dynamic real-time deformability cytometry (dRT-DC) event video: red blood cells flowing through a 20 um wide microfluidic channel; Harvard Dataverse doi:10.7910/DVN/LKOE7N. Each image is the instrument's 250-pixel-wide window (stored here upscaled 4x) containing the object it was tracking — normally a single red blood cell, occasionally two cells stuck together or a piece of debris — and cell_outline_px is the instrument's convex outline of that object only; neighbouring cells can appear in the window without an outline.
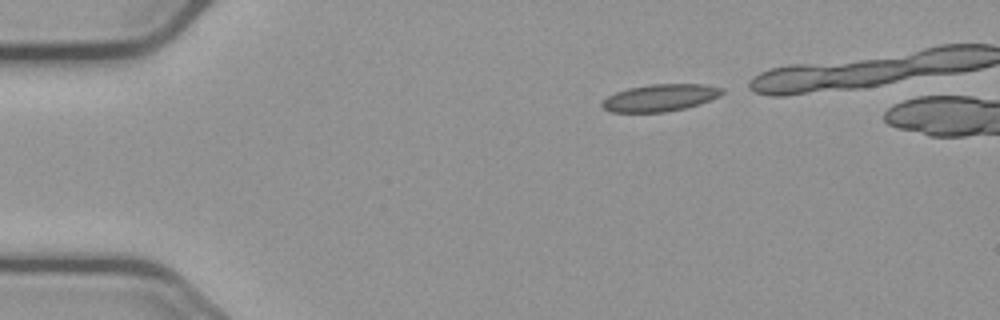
{"species": "common noctule bat (a hibernating species)", "species_latin": "Nyctalus noctula", "temperature_condition": "cold", "stored_images_in_passage": 36, "camera_frame_rate_fps": 3000, "um_per_image_px": 0.085, "animal": {"sex": "male", "body_mass_g": 23.1, "forearm_length_mm": 52.7}, "frame": {"image": 1, "passage_image": 1, "time_ms": 0.0, "image_size_px": [1000, 320], "cell_outline_px": [[724, 92], [720, 96], [684, 108], [664, 112], [608, 112], [600, 104], [608, 96], [616, 92], [628, 88], [648, 84], [704, 84], [724, 88]], "centroid_in_image_um": [56.09, 8.3], "position_along_channel_um": 28.9, "area_um2": 18.84}}
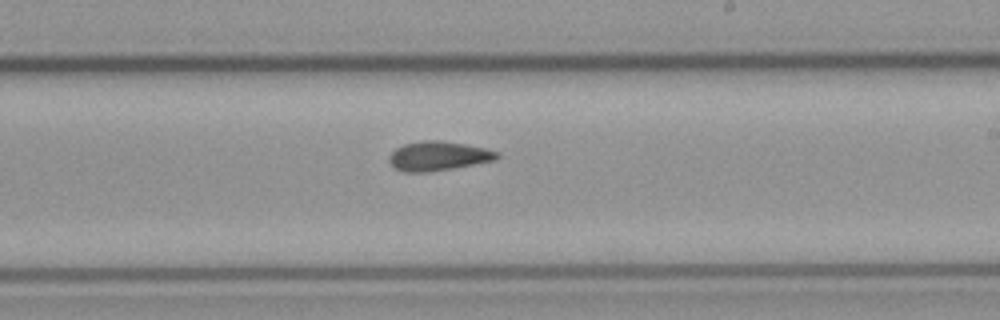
{"frame": {"image": 2, "passage_image": 24, "time_ms": 7.667, "image_size_px": [1000, 320], "cell_outline_px": [[500, 156], [496, 160], [452, 168], [428, 172], [404, 172], [396, 168], [388, 160], [388, 156], [396, 148], [404, 144], [424, 140], [440, 140], [464, 144], [484, 148], [500, 152]], "centroid_in_image_um": [37.26, 13.25], "position_along_channel_um": 251.7, "area_um2": 18.32}}
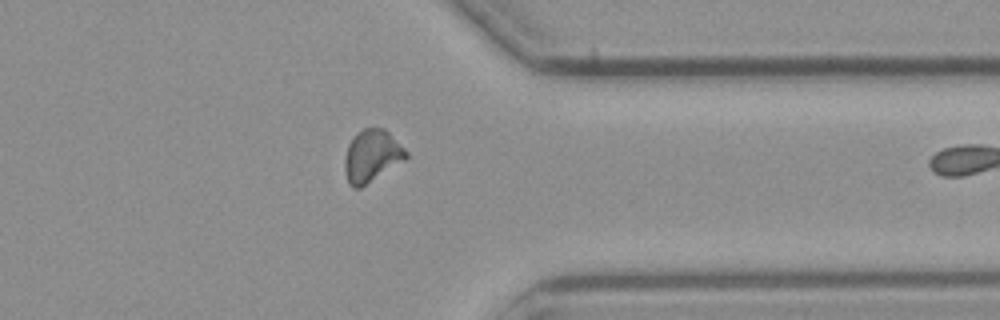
{"frame": {"image": 3, "passage_image": 35, "time_ms": 11.333, "image_size_px": [1000, 320], "cell_outline_px": [[408, 156], [404, 160], [360, 188], [352, 188], [348, 184], [344, 172], [344, 160], [348, 144], [352, 136], [356, 132], [364, 128], [384, 128], [408, 152]], "centroid_in_image_um": [31.55, 13.25], "position_along_channel_um": 379.8, "area_um2": 18.67}}